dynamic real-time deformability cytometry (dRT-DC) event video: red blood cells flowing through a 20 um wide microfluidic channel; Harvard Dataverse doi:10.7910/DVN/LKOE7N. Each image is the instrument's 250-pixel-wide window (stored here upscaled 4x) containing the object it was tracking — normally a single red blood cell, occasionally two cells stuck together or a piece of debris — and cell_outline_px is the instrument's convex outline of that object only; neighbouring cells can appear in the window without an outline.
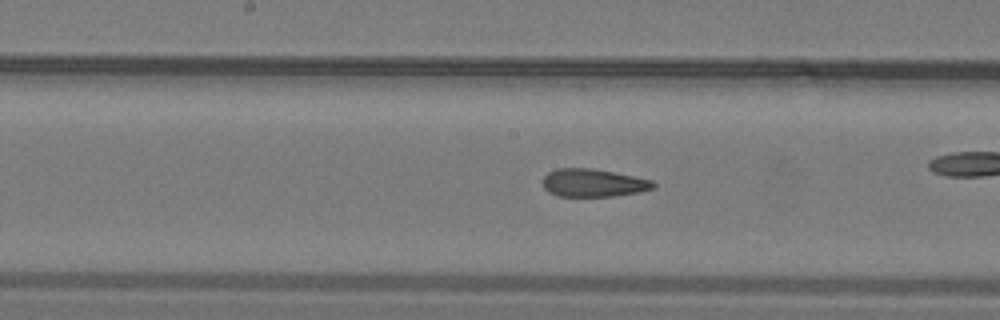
{"species": "common noctule bat (a hibernating species)", "species_latin": "Nyctalus noctula", "temperature_condition": "warm", "stored_images_in_passage": 33, "camera_frame_rate_fps": 3000, "um_per_image_px": 0.085, "animal": {"sex": "male", "body_mass_g": 19.2, "forearm_length_mm": 51.8}, "frame": {"image": 1, "passage_image": 19, "time_ms": 6.0, "image_size_px": [1000, 320], "cell_outline_px": [[656, 184], [652, 188], [640, 192], [612, 196], [556, 196], [548, 192], [544, 188], [540, 180], [548, 172], [556, 168], [592, 168], [652, 180]], "centroid_in_image_um": [50.35, 15.54], "position_along_channel_um": 197.8, "area_um2": 18.03}}